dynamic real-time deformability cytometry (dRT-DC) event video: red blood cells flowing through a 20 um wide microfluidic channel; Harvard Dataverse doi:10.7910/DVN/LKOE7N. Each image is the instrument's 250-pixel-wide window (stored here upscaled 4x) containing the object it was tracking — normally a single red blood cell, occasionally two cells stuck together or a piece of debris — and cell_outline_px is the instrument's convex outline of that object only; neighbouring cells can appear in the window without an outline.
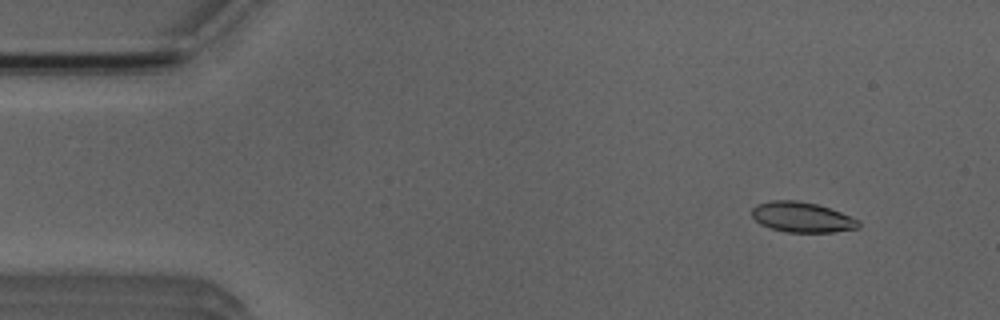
{"species": "Egyptian fruit bat (a non-hibernating species)", "species_latin": "Rousettus aegyptiacus", "temperature_condition": "room temperature", "stored_images_in_passage": 5, "camera_frame_rate_fps": 3000, "um_per_image_px": 0.085, "animal": {"sex": "male"}, "frame": {"image": 1, "passage_image": 1, "time_ms": 0.0, "image_size_px": [1000, 320], "cell_outline_px": [[860, 228], [832, 232], [784, 232], [760, 224], [752, 216], [752, 208], [756, 204], [772, 200], [796, 200], [816, 204], [840, 212], [860, 220]], "centroid_in_image_um": [68.17, 18.46], "position_along_channel_um": 16.8, "area_um2": 18.79}}